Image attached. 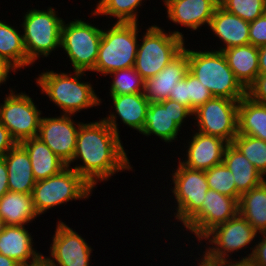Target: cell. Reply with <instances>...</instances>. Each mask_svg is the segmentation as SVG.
<instances>
[{"label":"cell","mask_w":266,"mask_h":266,"mask_svg":"<svg viewBox=\"0 0 266 266\" xmlns=\"http://www.w3.org/2000/svg\"><path fill=\"white\" fill-rule=\"evenodd\" d=\"M177 168L172 170L173 194L176 206H173L174 219L184 227L202 208V202L209 190L205 171L193 170L178 161ZM177 203V204H176Z\"/></svg>","instance_id":"cell-10"},{"label":"cell","mask_w":266,"mask_h":266,"mask_svg":"<svg viewBox=\"0 0 266 266\" xmlns=\"http://www.w3.org/2000/svg\"><path fill=\"white\" fill-rule=\"evenodd\" d=\"M2 158L6 162L9 191L32 194L37 181L26 149L17 143Z\"/></svg>","instance_id":"cell-23"},{"label":"cell","mask_w":266,"mask_h":266,"mask_svg":"<svg viewBox=\"0 0 266 266\" xmlns=\"http://www.w3.org/2000/svg\"><path fill=\"white\" fill-rule=\"evenodd\" d=\"M9 191L8 189V172L6 162L0 159V198Z\"/></svg>","instance_id":"cell-42"},{"label":"cell","mask_w":266,"mask_h":266,"mask_svg":"<svg viewBox=\"0 0 266 266\" xmlns=\"http://www.w3.org/2000/svg\"><path fill=\"white\" fill-rule=\"evenodd\" d=\"M212 94L189 70L186 73L187 108L193 113L212 98Z\"/></svg>","instance_id":"cell-36"},{"label":"cell","mask_w":266,"mask_h":266,"mask_svg":"<svg viewBox=\"0 0 266 266\" xmlns=\"http://www.w3.org/2000/svg\"><path fill=\"white\" fill-rule=\"evenodd\" d=\"M85 240L62 220L57 221L50 255L42 258L48 266H90L93 249Z\"/></svg>","instance_id":"cell-14"},{"label":"cell","mask_w":266,"mask_h":266,"mask_svg":"<svg viewBox=\"0 0 266 266\" xmlns=\"http://www.w3.org/2000/svg\"><path fill=\"white\" fill-rule=\"evenodd\" d=\"M169 99L177 101L187 107L186 74L185 77L174 86L173 92H170Z\"/></svg>","instance_id":"cell-41"},{"label":"cell","mask_w":266,"mask_h":266,"mask_svg":"<svg viewBox=\"0 0 266 266\" xmlns=\"http://www.w3.org/2000/svg\"><path fill=\"white\" fill-rule=\"evenodd\" d=\"M232 259L233 258L231 257V259H225V260H222V261H219L216 263L219 266H256L250 258L242 259L240 257L239 259H236V260H234V259L232 260Z\"/></svg>","instance_id":"cell-44"},{"label":"cell","mask_w":266,"mask_h":266,"mask_svg":"<svg viewBox=\"0 0 266 266\" xmlns=\"http://www.w3.org/2000/svg\"><path fill=\"white\" fill-rule=\"evenodd\" d=\"M261 235V238H260ZM258 235L259 241L254 244V250L250 259L256 266H266V232Z\"/></svg>","instance_id":"cell-39"},{"label":"cell","mask_w":266,"mask_h":266,"mask_svg":"<svg viewBox=\"0 0 266 266\" xmlns=\"http://www.w3.org/2000/svg\"><path fill=\"white\" fill-rule=\"evenodd\" d=\"M247 96L253 101L266 104V74H259L247 88Z\"/></svg>","instance_id":"cell-38"},{"label":"cell","mask_w":266,"mask_h":266,"mask_svg":"<svg viewBox=\"0 0 266 266\" xmlns=\"http://www.w3.org/2000/svg\"><path fill=\"white\" fill-rule=\"evenodd\" d=\"M37 217L32 194L8 191L0 198V219L5 225L28 226Z\"/></svg>","instance_id":"cell-27"},{"label":"cell","mask_w":266,"mask_h":266,"mask_svg":"<svg viewBox=\"0 0 266 266\" xmlns=\"http://www.w3.org/2000/svg\"><path fill=\"white\" fill-rule=\"evenodd\" d=\"M238 134H245L266 142V104L253 101L247 95L239 101Z\"/></svg>","instance_id":"cell-28"},{"label":"cell","mask_w":266,"mask_h":266,"mask_svg":"<svg viewBox=\"0 0 266 266\" xmlns=\"http://www.w3.org/2000/svg\"><path fill=\"white\" fill-rule=\"evenodd\" d=\"M21 32L15 26L0 20V58L17 71L27 67V53Z\"/></svg>","instance_id":"cell-30"},{"label":"cell","mask_w":266,"mask_h":266,"mask_svg":"<svg viewBox=\"0 0 266 266\" xmlns=\"http://www.w3.org/2000/svg\"><path fill=\"white\" fill-rule=\"evenodd\" d=\"M112 77L109 95L144 93L145 80L134 67L116 70L108 74Z\"/></svg>","instance_id":"cell-33"},{"label":"cell","mask_w":266,"mask_h":266,"mask_svg":"<svg viewBox=\"0 0 266 266\" xmlns=\"http://www.w3.org/2000/svg\"><path fill=\"white\" fill-rule=\"evenodd\" d=\"M239 213L235 198L209 189L202 202L201 210L184 226L198 242L213 228L227 222Z\"/></svg>","instance_id":"cell-15"},{"label":"cell","mask_w":266,"mask_h":266,"mask_svg":"<svg viewBox=\"0 0 266 266\" xmlns=\"http://www.w3.org/2000/svg\"><path fill=\"white\" fill-rule=\"evenodd\" d=\"M9 91V94L4 97V103H0V122L17 143L37 137L42 111L26 92L17 93L12 88H9Z\"/></svg>","instance_id":"cell-11"},{"label":"cell","mask_w":266,"mask_h":266,"mask_svg":"<svg viewBox=\"0 0 266 266\" xmlns=\"http://www.w3.org/2000/svg\"><path fill=\"white\" fill-rule=\"evenodd\" d=\"M259 74H266V45L258 47Z\"/></svg>","instance_id":"cell-45"},{"label":"cell","mask_w":266,"mask_h":266,"mask_svg":"<svg viewBox=\"0 0 266 266\" xmlns=\"http://www.w3.org/2000/svg\"><path fill=\"white\" fill-rule=\"evenodd\" d=\"M138 23L115 22L102 30V38L95 68L91 72L107 76L109 73L134 67L138 50Z\"/></svg>","instance_id":"cell-4"},{"label":"cell","mask_w":266,"mask_h":266,"mask_svg":"<svg viewBox=\"0 0 266 266\" xmlns=\"http://www.w3.org/2000/svg\"><path fill=\"white\" fill-rule=\"evenodd\" d=\"M11 71H13L14 73L17 72V70L7 61L0 58V87L1 84L3 85V83L5 84V82H7L9 76L11 75Z\"/></svg>","instance_id":"cell-43"},{"label":"cell","mask_w":266,"mask_h":266,"mask_svg":"<svg viewBox=\"0 0 266 266\" xmlns=\"http://www.w3.org/2000/svg\"><path fill=\"white\" fill-rule=\"evenodd\" d=\"M16 144V140L11 136L7 128L0 122V159Z\"/></svg>","instance_id":"cell-40"},{"label":"cell","mask_w":266,"mask_h":266,"mask_svg":"<svg viewBox=\"0 0 266 266\" xmlns=\"http://www.w3.org/2000/svg\"><path fill=\"white\" fill-rule=\"evenodd\" d=\"M20 144L29 154L36 181L59 174L67 165L38 137L25 139Z\"/></svg>","instance_id":"cell-25"},{"label":"cell","mask_w":266,"mask_h":266,"mask_svg":"<svg viewBox=\"0 0 266 266\" xmlns=\"http://www.w3.org/2000/svg\"><path fill=\"white\" fill-rule=\"evenodd\" d=\"M21 22L27 66H33L40 57H48L60 47L64 19L51 6L47 10L31 8ZM57 13V14H56Z\"/></svg>","instance_id":"cell-6"},{"label":"cell","mask_w":266,"mask_h":266,"mask_svg":"<svg viewBox=\"0 0 266 266\" xmlns=\"http://www.w3.org/2000/svg\"><path fill=\"white\" fill-rule=\"evenodd\" d=\"M232 144L254 165V167L266 176V142L262 139L238 134Z\"/></svg>","instance_id":"cell-32"},{"label":"cell","mask_w":266,"mask_h":266,"mask_svg":"<svg viewBox=\"0 0 266 266\" xmlns=\"http://www.w3.org/2000/svg\"><path fill=\"white\" fill-rule=\"evenodd\" d=\"M209 189L237 200V189L232 172L224 163L205 171Z\"/></svg>","instance_id":"cell-34"},{"label":"cell","mask_w":266,"mask_h":266,"mask_svg":"<svg viewBox=\"0 0 266 266\" xmlns=\"http://www.w3.org/2000/svg\"><path fill=\"white\" fill-rule=\"evenodd\" d=\"M219 5L248 22L266 13V0H222Z\"/></svg>","instance_id":"cell-35"},{"label":"cell","mask_w":266,"mask_h":266,"mask_svg":"<svg viewBox=\"0 0 266 266\" xmlns=\"http://www.w3.org/2000/svg\"><path fill=\"white\" fill-rule=\"evenodd\" d=\"M222 53L236 78L247 89L259 75L258 47L247 44L222 50Z\"/></svg>","instance_id":"cell-26"},{"label":"cell","mask_w":266,"mask_h":266,"mask_svg":"<svg viewBox=\"0 0 266 266\" xmlns=\"http://www.w3.org/2000/svg\"><path fill=\"white\" fill-rule=\"evenodd\" d=\"M198 258L199 259L197 260L198 261V265L197 266H219L216 262H213V261L208 260L203 255H201Z\"/></svg>","instance_id":"cell-47"},{"label":"cell","mask_w":266,"mask_h":266,"mask_svg":"<svg viewBox=\"0 0 266 266\" xmlns=\"http://www.w3.org/2000/svg\"><path fill=\"white\" fill-rule=\"evenodd\" d=\"M193 133L189 139L191 141L187 144L185 160L178 158V161L187 168L203 171L223 163L228 143L221 138L198 131Z\"/></svg>","instance_id":"cell-17"},{"label":"cell","mask_w":266,"mask_h":266,"mask_svg":"<svg viewBox=\"0 0 266 266\" xmlns=\"http://www.w3.org/2000/svg\"><path fill=\"white\" fill-rule=\"evenodd\" d=\"M239 214L260 234L266 232V180L240 196Z\"/></svg>","instance_id":"cell-29"},{"label":"cell","mask_w":266,"mask_h":266,"mask_svg":"<svg viewBox=\"0 0 266 266\" xmlns=\"http://www.w3.org/2000/svg\"><path fill=\"white\" fill-rule=\"evenodd\" d=\"M257 235L259 233L238 213L227 222L209 231L199 244L207 241L206 244L209 246L204 244L205 251L202 253L205 258L213 262L231 259L232 253H239L240 250L250 248L251 253L242 257V259H247L251 257L254 250V246L249 247V245L257 243L255 242Z\"/></svg>","instance_id":"cell-8"},{"label":"cell","mask_w":266,"mask_h":266,"mask_svg":"<svg viewBox=\"0 0 266 266\" xmlns=\"http://www.w3.org/2000/svg\"><path fill=\"white\" fill-rule=\"evenodd\" d=\"M249 40L256 47L266 45V13L250 22Z\"/></svg>","instance_id":"cell-37"},{"label":"cell","mask_w":266,"mask_h":266,"mask_svg":"<svg viewBox=\"0 0 266 266\" xmlns=\"http://www.w3.org/2000/svg\"><path fill=\"white\" fill-rule=\"evenodd\" d=\"M73 115L60 114L41 118L38 138H40L67 166L72 162L79 127Z\"/></svg>","instance_id":"cell-16"},{"label":"cell","mask_w":266,"mask_h":266,"mask_svg":"<svg viewBox=\"0 0 266 266\" xmlns=\"http://www.w3.org/2000/svg\"><path fill=\"white\" fill-rule=\"evenodd\" d=\"M0 266H21L14 259L4 256L0 253Z\"/></svg>","instance_id":"cell-46"},{"label":"cell","mask_w":266,"mask_h":266,"mask_svg":"<svg viewBox=\"0 0 266 266\" xmlns=\"http://www.w3.org/2000/svg\"><path fill=\"white\" fill-rule=\"evenodd\" d=\"M26 229L25 226L5 225L0 234V253L21 266L35 264L43 257L41 252L33 248L34 238Z\"/></svg>","instance_id":"cell-21"},{"label":"cell","mask_w":266,"mask_h":266,"mask_svg":"<svg viewBox=\"0 0 266 266\" xmlns=\"http://www.w3.org/2000/svg\"><path fill=\"white\" fill-rule=\"evenodd\" d=\"M188 71V53L183 49L157 75L145 80L144 96L149 102H161L169 99L174 86Z\"/></svg>","instance_id":"cell-20"},{"label":"cell","mask_w":266,"mask_h":266,"mask_svg":"<svg viewBox=\"0 0 266 266\" xmlns=\"http://www.w3.org/2000/svg\"><path fill=\"white\" fill-rule=\"evenodd\" d=\"M71 73H57L48 69L38 74L35 83L40 88L41 94H45L50 102L62 110L60 114L75 115L82 110L99 106L102 99H99L93 85L81 81L87 72L74 70V74Z\"/></svg>","instance_id":"cell-2"},{"label":"cell","mask_w":266,"mask_h":266,"mask_svg":"<svg viewBox=\"0 0 266 266\" xmlns=\"http://www.w3.org/2000/svg\"><path fill=\"white\" fill-rule=\"evenodd\" d=\"M73 20L68 23L63 21L60 48L69 57L73 71H92L98 57L103 29L79 18Z\"/></svg>","instance_id":"cell-9"},{"label":"cell","mask_w":266,"mask_h":266,"mask_svg":"<svg viewBox=\"0 0 266 266\" xmlns=\"http://www.w3.org/2000/svg\"><path fill=\"white\" fill-rule=\"evenodd\" d=\"M193 113L177 101L167 99L161 102H150L146 111L144 128L140 134L144 136L155 135L165 143L177 140L186 118Z\"/></svg>","instance_id":"cell-13"},{"label":"cell","mask_w":266,"mask_h":266,"mask_svg":"<svg viewBox=\"0 0 266 266\" xmlns=\"http://www.w3.org/2000/svg\"><path fill=\"white\" fill-rule=\"evenodd\" d=\"M167 18L174 24L197 31L211 22L216 7V0H163Z\"/></svg>","instance_id":"cell-19"},{"label":"cell","mask_w":266,"mask_h":266,"mask_svg":"<svg viewBox=\"0 0 266 266\" xmlns=\"http://www.w3.org/2000/svg\"><path fill=\"white\" fill-rule=\"evenodd\" d=\"M4 226H5L4 222L0 219V234L3 231Z\"/></svg>","instance_id":"cell-48"},{"label":"cell","mask_w":266,"mask_h":266,"mask_svg":"<svg viewBox=\"0 0 266 266\" xmlns=\"http://www.w3.org/2000/svg\"><path fill=\"white\" fill-rule=\"evenodd\" d=\"M240 100L212 97L193 112L197 131L225 140L228 144L238 135ZM195 116V117H194Z\"/></svg>","instance_id":"cell-12"},{"label":"cell","mask_w":266,"mask_h":266,"mask_svg":"<svg viewBox=\"0 0 266 266\" xmlns=\"http://www.w3.org/2000/svg\"><path fill=\"white\" fill-rule=\"evenodd\" d=\"M112 99L111 104L113 112L108 111L107 117L102 119L114 130L117 135L119 133V125L117 120L120 119L124 125L133 130L142 132L144 128V120L146 111L148 110L150 102L144 96V93L123 94V95H109Z\"/></svg>","instance_id":"cell-18"},{"label":"cell","mask_w":266,"mask_h":266,"mask_svg":"<svg viewBox=\"0 0 266 266\" xmlns=\"http://www.w3.org/2000/svg\"><path fill=\"white\" fill-rule=\"evenodd\" d=\"M143 1V2H142ZM145 0H99L91 14L96 16H109L116 18L115 22L139 23L140 10Z\"/></svg>","instance_id":"cell-31"},{"label":"cell","mask_w":266,"mask_h":266,"mask_svg":"<svg viewBox=\"0 0 266 266\" xmlns=\"http://www.w3.org/2000/svg\"><path fill=\"white\" fill-rule=\"evenodd\" d=\"M223 163L232 172L237 189V201L250 189L259 186L266 178L231 143L225 148Z\"/></svg>","instance_id":"cell-24"},{"label":"cell","mask_w":266,"mask_h":266,"mask_svg":"<svg viewBox=\"0 0 266 266\" xmlns=\"http://www.w3.org/2000/svg\"><path fill=\"white\" fill-rule=\"evenodd\" d=\"M140 37L134 68L146 80L157 75L185 46L184 34L151 25Z\"/></svg>","instance_id":"cell-5"},{"label":"cell","mask_w":266,"mask_h":266,"mask_svg":"<svg viewBox=\"0 0 266 266\" xmlns=\"http://www.w3.org/2000/svg\"><path fill=\"white\" fill-rule=\"evenodd\" d=\"M183 49L188 53V70L213 97L240 100L247 95V89L236 78L222 51H195L186 46Z\"/></svg>","instance_id":"cell-3"},{"label":"cell","mask_w":266,"mask_h":266,"mask_svg":"<svg viewBox=\"0 0 266 266\" xmlns=\"http://www.w3.org/2000/svg\"><path fill=\"white\" fill-rule=\"evenodd\" d=\"M92 187L77 171L66 167L59 174L37 181L32 200L39 216L47 210L70 201L86 200L93 194Z\"/></svg>","instance_id":"cell-7"},{"label":"cell","mask_w":266,"mask_h":266,"mask_svg":"<svg viewBox=\"0 0 266 266\" xmlns=\"http://www.w3.org/2000/svg\"><path fill=\"white\" fill-rule=\"evenodd\" d=\"M249 24L218 5L209 24V29L223 44L218 47V51L250 44Z\"/></svg>","instance_id":"cell-22"},{"label":"cell","mask_w":266,"mask_h":266,"mask_svg":"<svg viewBox=\"0 0 266 266\" xmlns=\"http://www.w3.org/2000/svg\"><path fill=\"white\" fill-rule=\"evenodd\" d=\"M120 139V135L102 118L90 123L82 122L76 150L68 167L77 171L94 188L99 181H109L118 172L133 171ZM78 160L83 164L71 167Z\"/></svg>","instance_id":"cell-1"}]
</instances>
